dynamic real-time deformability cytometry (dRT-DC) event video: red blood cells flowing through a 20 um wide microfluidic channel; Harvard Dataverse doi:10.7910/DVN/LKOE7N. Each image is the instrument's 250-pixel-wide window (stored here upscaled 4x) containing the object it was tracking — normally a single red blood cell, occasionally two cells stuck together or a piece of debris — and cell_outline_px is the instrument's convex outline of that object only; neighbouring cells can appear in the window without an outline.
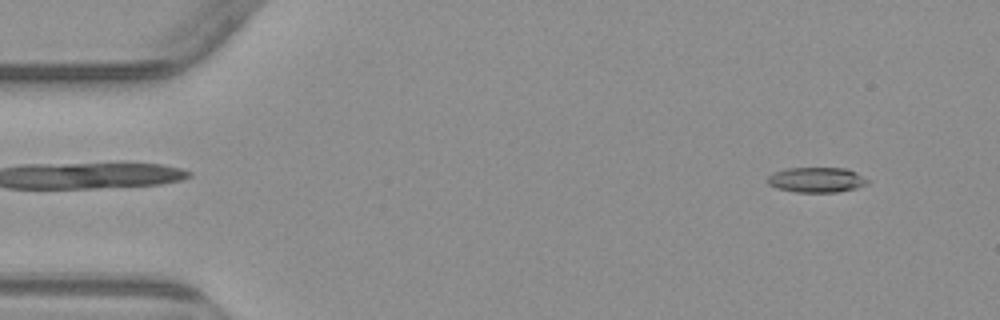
{"species": "common noctule bat (a hibernating species)", "species_latin": "Nyctalus noctula", "temperature_condition": "warm", "stored_images_in_passage": 6, "camera_frame_rate_fps": 3000, "um_per_image_px": 0.085, "animal": {"sex": "male", "body_mass_g": 23.1, "forearm_length_mm": 52.7}, "frame": {"image": 1, "passage_image": 2, "time_ms": 1.333, "image_size_px": [1000, 320], "cell_outline_px": [[868, 184], [856, 188], [836, 192], [796, 192], [776, 188], [768, 184], [768, 176], [776, 172], [788, 168], [844, 168], [856, 172], [868, 180]], "centroid_in_image_um": [69.41, 15.29], "position_along_channel_um": 15.6, "area_um2": 14.51}}
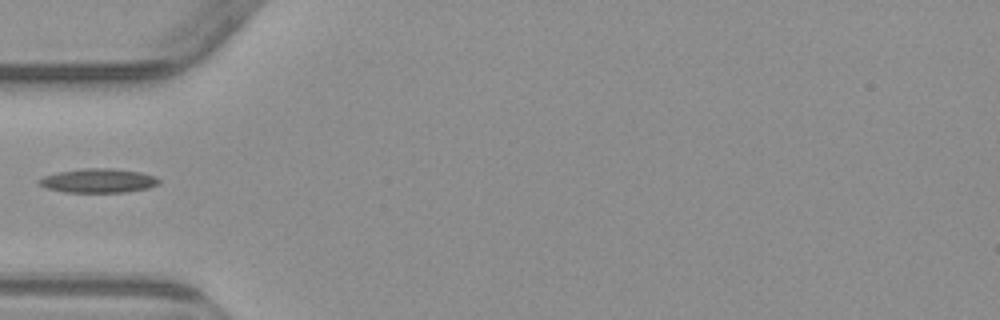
{"frame": {"image": 2, "passage_image": 5, "time_ms": 5.667, "image_size_px": [1000, 320], "cell_outline_px": [[160, 184], [148, 188], [124, 192], [64, 192], [44, 188], [36, 180], [44, 176], [56, 172], [84, 168], [112, 168], [140, 172], [156, 176], [160, 180]], "centroid_in_image_um": [8.35, 15.35], "position_along_channel_um": 76.7, "area_um2": 16.99}}
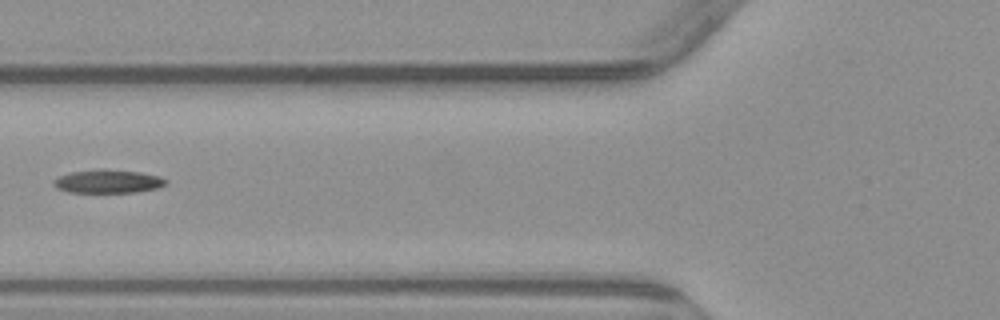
{"frame": {"image": 3, "passage_image": 6, "time_ms": 6.667, "image_size_px": [1000, 320], "cell_outline_px": [[168, 184], [156, 188], [136, 192], [68, 192], [56, 188], [52, 184], [52, 180], [60, 176], [72, 172], [104, 168], [140, 172], [160, 176], [168, 180]], "centroid_in_image_um": [9.19, 15.41], "position_along_channel_um": 116.6, "area_um2": 15.43}}